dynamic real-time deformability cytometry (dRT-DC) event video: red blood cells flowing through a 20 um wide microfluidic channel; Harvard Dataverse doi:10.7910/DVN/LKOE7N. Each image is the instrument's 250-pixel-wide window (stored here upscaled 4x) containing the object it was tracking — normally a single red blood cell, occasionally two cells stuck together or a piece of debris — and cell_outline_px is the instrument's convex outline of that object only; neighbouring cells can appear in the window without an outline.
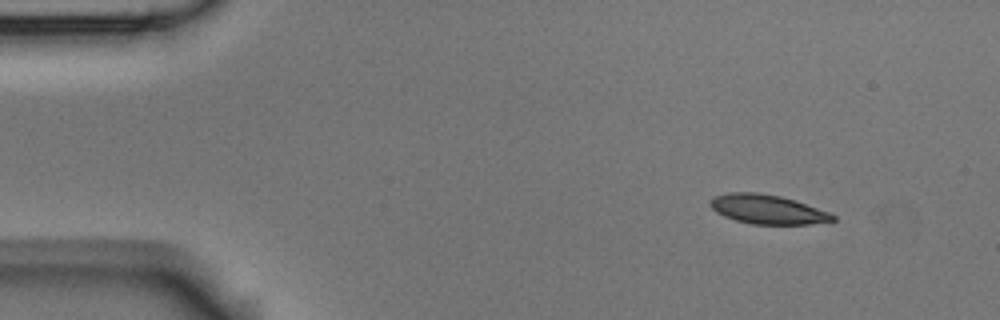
{"species": "Egyptian fruit bat (a non-hibernating species)", "species_latin": "Rousettus aegyptiacus", "temperature_condition": "room temperature", "stored_images_in_passage": 3, "camera_frame_rate_fps": 3000, "um_per_image_px": 0.085, "animal": {"sex": "male"}, "frame": {"image": 1, "passage_image": 1, "time_ms": 0.0, "image_size_px": [1000, 320], "cell_outline_px": [[836, 220], [832, 224], [752, 224], [736, 220], [724, 216], [716, 212], [708, 204], [716, 196], [728, 192], [760, 192], [780, 196], [796, 200], [828, 212], [836, 216]], "centroid_in_image_um": [65.31, 17.8], "position_along_channel_um": 19.7, "area_um2": 21.15}}
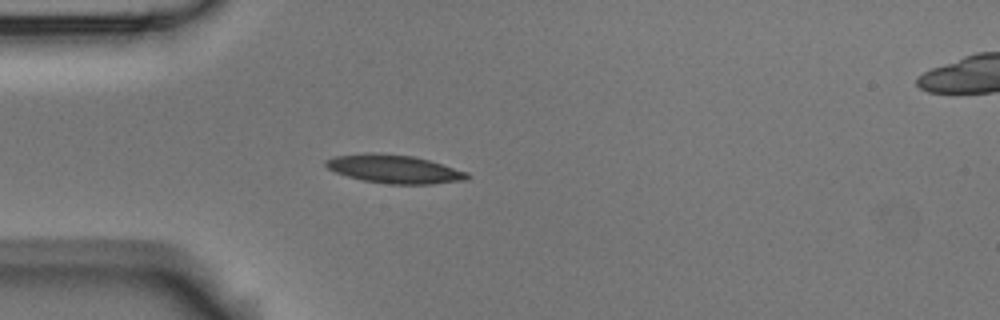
{"frame": {"image": 2, "passage_image": 3, "time_ms": 0.667, "image_size_px": [1000, 320], "cell_outline_px": [[472, 176], [468, 180], [432, 184], [388, 184], [364, 180], [348, 176], [336, 172], [328, 168], [324, 164], [324, 160], [332, 156], [364, 152], [376, 152], [412, 156], [428, 160], [468, 172]], "centroid_in_image_um": [33.5, 14.36], "position_along_channel_um": 51.5, "area_um2": 23.58}}